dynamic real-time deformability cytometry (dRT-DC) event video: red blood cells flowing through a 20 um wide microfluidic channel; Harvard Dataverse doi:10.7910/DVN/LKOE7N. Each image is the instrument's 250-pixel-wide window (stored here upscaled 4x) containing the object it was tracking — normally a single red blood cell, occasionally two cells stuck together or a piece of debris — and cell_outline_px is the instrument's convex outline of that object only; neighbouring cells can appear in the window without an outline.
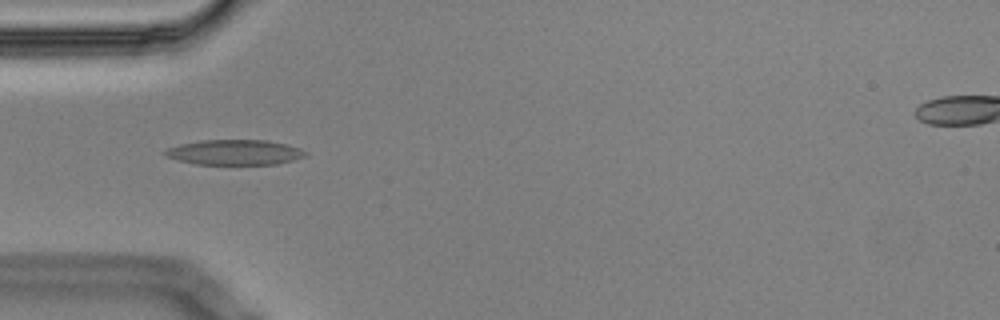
{"species": "Egyptian fruit bat (a non-hibernating species)", "species_latin": "Rousettus aegyptiacus", "temperature_condition": "cold", "stored_images_in_passage": 5, "camera_frame_rate_fps": 3000, "um_per_image_px": 0.085, "animal": {"sex": "male"}, "frame": {"image": 1, "passage_image": 5, "time_ms": 1.333, "image_size_px": [1000, 320], "cell_outline_px": [[308, 152], [304, 156], [292, 160], [276, 164], [196, 164], [180, 160], [168, 156], [160, 152], [168, 148], [180, 144], [204, 140], [264, 140], [288, 144], [300, 148]], "centroid_in_image_um": [19.96, 12.94], "position_along_channel_um": 65.0, "area_um2": 20.4}}